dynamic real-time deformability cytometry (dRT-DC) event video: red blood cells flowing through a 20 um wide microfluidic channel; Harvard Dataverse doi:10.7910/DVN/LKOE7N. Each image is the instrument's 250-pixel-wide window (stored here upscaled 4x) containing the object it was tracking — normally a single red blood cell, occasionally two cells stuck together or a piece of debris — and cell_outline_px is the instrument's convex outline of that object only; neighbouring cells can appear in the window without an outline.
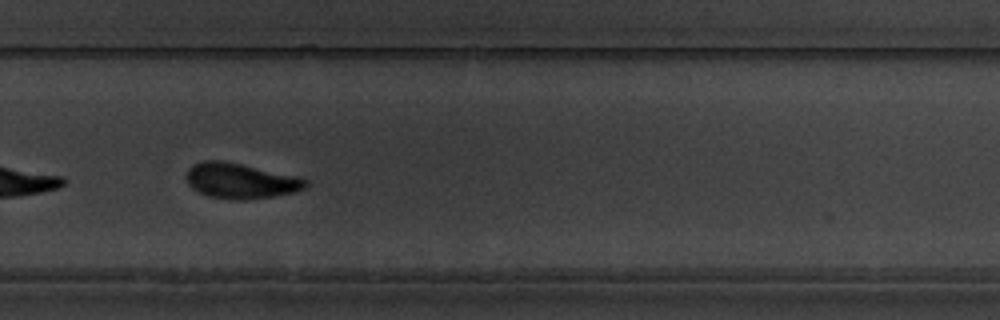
{"species": "common noctule bat (a hibernating species)", "species_latin": "Nyctalus noctula", "temperature_condition": "warm", "stored_images_in_passage": 41, "camera_frame_rate_fps": 3000, "um_per_image_px": 0.085, "animal": {"sex": "male", "body_mass_g": 19.5, "forearm_length_mm": 54.6}, "frame": {"image": 1, "passage_image": 24, "time_ms": 7.667, "image_size_px": [1000, 320], "cell_outline_px": [[308, 184], [304, 188], [296, 192], [272, 196], [244, 200], [232, 200], [208, 196], [192, 188], [188, 184], [184, 176], [188, 168], [192, 164], [204, 160], [220, 160], [300, 176], [308, 180]], "centroid_in_image_um": [20.43, 15.37], "position_along_channel_um": 309.4, "area_um2": 24.8}}
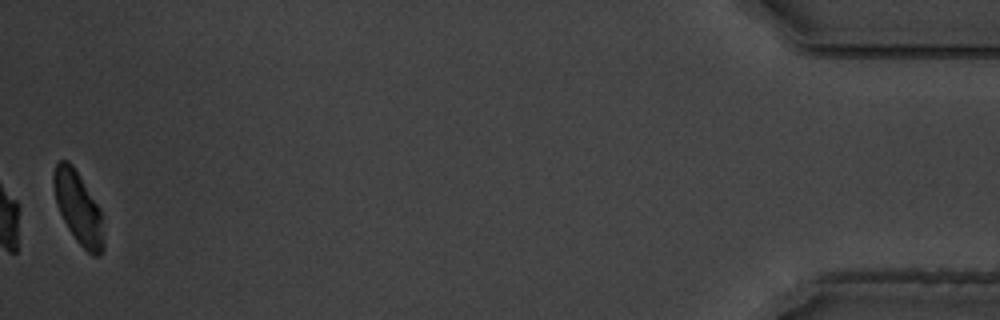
{"frame": {"image": 2, "passage_image": 41, "time_ms": 13.333, "image_size_px": [1000, 320], "cell_outline_px": [[104, 248], [100, 256], [92, 256], [76, 240], [68, 228], [56, 204], [52, 184], [52, 172], [56, 164], [60, 160], [68, 160], [72, 164], [100, 208], [104, 244]], "centroid_in_image_um": [6.63, 17.66], "position_along_channel_um": 428.6, "area_um2": 20.98}, "authors_computed_cell_mechanics": {"area_um2": 24.3916, "velocity_mm_per_s": 3.5987, "shape_relaxation_time_tau1_ms": 2.799, "shape_relaxation_time_tau2_ms": 6.4754, "deformation_change_tau1": 0.1311, "deformation_change_tau2": 0.1402}}